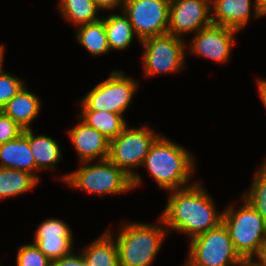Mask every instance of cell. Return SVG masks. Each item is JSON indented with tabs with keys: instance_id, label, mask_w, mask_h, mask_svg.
<instances>
[{
	"instance_id": "cell-25",
	"label": "cell",
	"mask_w": 266,
	"mask_h": 266,
	"mask_svg": "<svg viewBox=\"0 0 266 266\" xmlns=\"http://www.w3.org/2000/svg\"><path fill=\"white\" fill-rule=\"evenodd\" d=\"M241 197L246 200L266 221V158L255 171L251 185L243 191Z\"/></svg>"
},
{
	"instance_id": "cell-28",
	"label": "cell",
	"mask_w": 266,
	"mask_h": 266,
	"mask_svg": "<svg viewBox=\"0 0 266 266\" xmlns=\"http://www.w3.org/2000/svg\"><path fill=\"white\" fill-rule=\"evenodd\" d=\"M24 129L14 122L9 116L0 111V144L17 138Z\"/></svg>"
},
{
	"instance_id": "cell-33",
	"label": "cell",
	"mask_w": 266,
	"mask_h": 266,
	"mask_svg": "<svg viewBox=\"0 0 266 266\" xmlns=\"http://www.w3.org/2000/svg\"><path fill=\"white\" fill-rule=\"evenodd\" d=\"M262 18L266 16V0H257Z\"/></svg>"
},
{
	"instance_id": "cell-32",
	"label": "cell",
	"mask_w": 266,
	"mask_h": 266,
	"mask_svg": "<svg viewBox=\"0 0 266 266\" xmlns=\"http://www.w3.org/2000/svg\"><path fill=\"white\" fill-rule=\"evenodd\" d=\"M251 266H266V245L260 255L250 264Z\"/></svg>"
},
{
	"instance_id": "cell-26",
	"label": "cell",
	"mask_w": 266,
	"mask_h": 266,
	"mask_svg": "<svg viewBox=\"0 0 266 266\" xmlns=\"http://www.w3.org/2000/svg\"><path fill=\"white\" fill-rule=\"evenodd\" d=\"M17 251L16 266H52V261L33 242L21 245Z\"/></svg>"
},
{
	"instance_id": "cell-8",
	"label": "cell",
	"mask_w": 266,
	"mask_h": 266,
	"mask_svg": "<svg viewBox=\"0 0 266 266\" xmlns=\"http://www.w3.org/2000/svg\"><path fill=\"white\" fill-rule=\"evenodd\" d=\"M140 83L122 70H112L109 76L85 93L80 110L106 111L125 115Z\"/></svg>"
},
{
	"instance_id": "cell-20",
	"label": "cell",
	"mask_w": 266,
	"mask_h": 266,
	"mask_svg": "<svg viewBox=\"0 0 266 266\" xmlns=\"http://www.w3.org/2000/svg\"><path fill=\"white\" fill-rule=\"evenodd\" d=\"M80 251L87 266H119L117 245L107 230Z\"/></svg>"
},
{
	"instance_id": "cell-22",
	"label": "cell",
	"mask_w": 266,
	"mask_h": 266,
	"mask_svg": "<svg viewBox=\"0 0 266 266\" xmlns=\"http://www.w3.org/2000/svg\"><path fill=\"white\" fill-rule=\"evenodd\" d=\"M56 6L64 21L73 23L76 27L101 19V10L93 0H58Z\"/></svg>"
},
{
	"instance_id": "cell-4",
	"label": "cell",
	"mask_w": 266,
	"mask_h": 266,
	"mask_svg": "<svg viewBox=\"0 0 266 266\" xmlns=\"http://www.w3.org/2000/svg\"><path fill=\"white\" fill-rule=\"evenodd\" d=\"M240 199L242 206L230 204L224 208L222 223L236 252L250 265L266 245V221L246 200Z\"/></svg>"
},
{
	"instance_id": "cell-1",
	"label": "cell",
	"mask_w": 266,
	"mask_h": 266,
	"mask_svg": "<svg viewBox=\"0 0 266 266\" xmlns=\"http://www.w3.org/2000/svg\"><path fill=\"white\" fill-rule=\"evenodd\" d=\"M204 187L196 180L190 186L169 191L168 202L159 215L169 234L184 233L191 240L222 222L223 212L218 211L214 198Z\"/></svg>"
},
{
	"instance_id": "cell-24",
	"label": "cell",
	"mask_w": 266,
	"mask_h": 266,
	"mask_svg": "<svg viewBox=\"0 0 266 266\" xmlns=\"http://www.w3.org/2000/svg\"><path fill=\"white\" fill-rule=\"evenodd\" d=\"M39 183L40 181L29 172L0 168V199L26 194Z\"/></svg>"
},
{
	"instance_id": "cell-18",
	"label": "cell",
	"mask_w": 266,
	"mask_h": 266,
	"mask_svg": "<svg viewBox=\"0 0 266 266\" xmlns=\"http://www.w3.org/2000/svg\"><path fill=\"white\" fill-rule=\"evenodd\" d=\"M29 146L35 158L36 172L56 171V165L63 159L59 143L46 134L35 135L33 128L29 129Z\"/></svg>"
},
{
	"instance_id": "cell-30",
	"label": "cell",
	"mask_w": 266,
	"mask_h": 266,
	"mask_svg": "<svg viewBox=\"0 0 266 266\" xmlns=\"http://www.w3.org/2000/svg\"><path fill=\"white\" fill-rule=\"evenodd\" d=\"M96 6L102 11H114L117 10L118 7H121V11L123 8L124 0H93ZM117 8V9H116Z\"/></svg>"
},
{
	"instance_id": "cell-9",
	"label": "cell",
	"mask_w": 266,
	"mask_h": 266,
	"mask_svg": "<svg viewBox=\"0 0 266 266\" xmlns=\"http://www.w3.org/2000/svg\"><path fill=\"white\" fill-rule=\"evenodd\" d=\"M185 39L166 33L140 41L144 78L179 73L186 67Z\"/></svg>"
},
{
	"instance_id": "cell-31",
	"label": "cell",
	"mask_w": 266,
	"mask_h": 266,
	"mask_svg": "<svg viewBox=\"0 0 266 266\" xmlns=\"http://www.w3.org/2000/svg\"><path fill=\"white\" fill-rule=\"evenodd\" d=\"M257 90H258V95L263 103V107L266 110V79L262 78H257Z\"/></svg>"
},
{
	"instance_id": "cell-6",
	"label": "cell",
	"mask_w": 266,
	"mask_h": 266,
	"mask_svg": "<svg viewBox=\"0 0 266 266\" xmlns=\"http://www.w3.org/2000/svg\"><path fill=\"white\" fill-rule=\"evenodd\" d=\"M144 124L139 128L127 125L116 138L109 141L107 159L132 177L133 190L140 188L144 182L136 168L142 166L151 144L161 134L150 129L148 122Z\"/></svg>"
},
{
	"instance_id": "cell-29",
	"label": "cell",
	"mask_w": 266,
	"mask_h": 266,
	"mask_svg": "<svg viewBox=\"0 0 266 266\" xmlns=\"http://www.w3.org/2000/svg\"><path fill=\"white\" fill-rule=\"evenodd\" d=\"M52 266H87L81 252L72 251L70 254L52 262Z\"/></svg>"
},
{
	"instance_id": "cell-17",
	"label": "cell",
	"mask_w": 266,
	"mask_h": 266,
	"mask_svg": "<svg viewBox=\"0 0 266 266\" xmlns=\"http://www.w3.org/2000/svg\"><path fill=\"white\" fill-rule=\"evenodd\" d=\"M41 107L42 99L25 84L1 111L25 130L32 128L30 125L39 117Z\"/></svg>"
},
{
	"instance_id": "cell-19",
	"label": "cell",
	"mask_w": 266,
	"mask_h": 266,
	"mask_svg": "<svg viewBox=\"0 0 266 266\" xmlns=\"http://www.w3.org/2000/svg\"><path fill=\"white\" fill-rule=\"evenodd\" d=\"M114 13H109L108 16H101L104 21L108 45L110 51H126L133 44L134 38H137L138 43H140V40L124 12Z\"/></svg>"
},
{
	"instance_id": "cell-5",
	"label": "cell",
	"mask_w": 266,
	"mask_h": 266,
	"mask_svg": "<svg viewBox=\"0 0 266 266\" xmlns=\"http://www.w3.org/2000/svg\"><path fill=\"white\" fill-rule=\"evenodd\" d=\"M82 162L76 170L58 176L60 182L71 188L96 194L100 198L107 194H123L133 190L132 177L108 159Z\"/></svg>"
},
{
	"instance_id": "cell-13",
	"label": "cell",
	"mask_w": 266,
	"mask_h": 266,
	"mask_svg": "<svg viewBox=\"0 0 266 266\" xmlns=\"http://www.w3.org/2000/svg\"><path fill=\"white\" fill-rule=\"evenodd\" d=\"M37 227L33 243L52 262L74 250L73 231L62 219L51 217L43 220Z\"/></svg>"
},
{
	"instance_id": "cell-21",
	"label": "cell",
	"mask_w": 266,
	"mask_h": 266,
	"mask_svg": "<svg viewBox=\"0 0 266 266\" xmlns=\"http://www.w3.org/2000/svg\"><path fill=\"white\" fill-rule=\"evenodd\" d=\"M77 116L88 126L103 134L109 141L116 138L128 125L123 115L109 111L80 110Z\"/></svg>"
},
{
	"instance_id": "cell-3",
	"label": "cell",
	"mask_w": 266,
	"mask_h": 266,
	"mask_svg": "<svg viewBox=\"0 0 266 266\" xmlns=\"http://www.w3.org/2000/svg\"><path fill=\"white\" fill-rule=\"evenodd\" d=\"M157 220V225L127 220L119 225L117 235L113 234L111 228L106 229L115 239L119 266H151L153 264L163 241L169 235L163 219L159 216Z\"/></svg>"
},
{
	"instance_id": "cell-23",
	"label": "cell",
	"mask_w": 266,
	"mask_h": 266,
	"mask_svg": "<svg viewBox=\"0 0 266 266\" xmlns=\"http://www.w3.org/2000/svg\"><path fill=\"white\" fill-rule=\"evenodd\" d=\"M75 37L79 45L81 44L92 56L99 57L108 55L110 48L106 36L104 21L82 24L75 27Z\"/></svg>"
},
{
	"instance_id": "cell-34",
	"label": "cell",
	"mask_w": 266,
	"mask_h": 266,
	"mask_svg": "<svg viewBox=\"0 0 266 266\" xmlns=\"http://www.w3.org/2000/svg\"><path fill=\"white\" fill-rule=\"evenodd\" d=\"M5 45L1 44L0 45V68L4 66V54H5Z\"/></svg>"
},
{
	"instance_id": "cell-16",
	"label": "cell",
	"mask_w": 266,
	"mask_h": 266,
	"mask_svg": "<svg viewBox=\"0 0 266 266\" xmlns=\"http://www.w3.org/2000/svg\"><path fill=\"white\" fill-rule=\"evenodd\" d=\"M0 168L29 172L41 182V177L36 173L35 158L29 146V129H25L12 141L0 144Z\"/></svg>"
},
{
	"instance_id": "cell-10",
	"label": "cell",
	"mask_w": 266,
	"mask_h": 266,
	"mask_svg": "<svg viewBox=\"0 0 266 266\" xmlns=\"http://www.w3.org/2000/svg\"><path fill=\"white\" fill-rule=\"evenodd\" d=\"M169 6L167 0H124L122 11L142 41L168 33Z\"/></svg>"
},
{
	"instance_id": "cell-12",
	"label": "cell",
	"mask_w": 266,
	"mask_h": 266,
	"mask_svg": "<svg viewBox=\"0 0 266 266\" xmlns=\"http://www.w3.org/2000/svg\"><path fill=\"white\" fill-rule=\"evenodd\" d=\"M212 24L211 0H174L169 6L168 33L184 39Z\"/></svg>"
},
{
	"instance_id": "cell-2",
	"label": "cell",
	"mask_w": 266,
	"mask_h": 266,
	"mask_svg": "<svg viewBox=\"0 0 266 266\" xmlns=\"http://www.w3.org/2000/svg\"><path fill=\"white\" fill-rule=\"evenodd\" d=\"M194 158L188 148L160 134L151 144L141 167L147 169L160 189L172 191L194 183L190 182L197 167Z\"/></svg>"
},
{
	"instance_id": "cell-15",
	"label": "cell",
	"mask_w": 266,
	"mask_h": 266,
	"mask_svg": "<svg viewBox=\"0 0 266 266\" xmlns=\"http://www.w3.org/2000/svg\"><path fill=\"white\" fill-rule=\"evenodd\" d=\"M79 121L67 131L68 138L79 157V163L106 160L109 155V140L96 129Z\"/></svg>"
},
{
	"instance_id": "cell-14",
	"label": "cell",
	"mask_w": 266,
	"mask_h": 266,
	"mask_svg": "<svg viewBox=\"0 0 266 266\" xmlns=\"http://www.w3.org/2000/svg\"><path fill=\"white\" fill-rule=\"evenodd\" d=\"M252 17L262 18L257 0H211L212 24L240 32Z\"/></svg>"
},
{
	"instance_id": "cell-7",
	"label": "cell",
	"mask_w": 266,
	"mask_h": 266,
	"mask_svg": "<svg viewBox=\"0 0 266 266\" xmlns=\"http://www.w3.org/2000/svg\"><path fill=\"white\" fill-rule=\"evenodd\" d=\"M188 241L184 266H248L236 252L222 222L216 228Z\"/></svg>"
},
{
	"instance_id": "cell-27",
	"label": "cell",
	"mask_w": 266,
	"mask_h": 266,
	"mask_svg": "<svg viewBox=\"0 0 266 266\" xmlns=\"http://www.w3.org/2000/svg\"><path fill=\"white\" fill-rule=\"evenodd\" d=\"M25 84L24 78H18L16 75L5 71L2 66L0 68V109L6 105Z\"/></svg>"
},
{
	"instance_id": "cell-11",
	"label": "cell",
	"mask_w": 266,
	"mask_h": 266,
	"mask_svg": "<svg viewBox=\"0 0 266 266\" xmlns=\"http://www.w3.org/2000/svg\"><path fill=\"white\" fill-rule=\"evenodd\" d=\"M238 32L222 25L211 24L193 35L187 52L189 55H199L216 64H225L229 62Z\"/></svg>"
}]
</instances>
